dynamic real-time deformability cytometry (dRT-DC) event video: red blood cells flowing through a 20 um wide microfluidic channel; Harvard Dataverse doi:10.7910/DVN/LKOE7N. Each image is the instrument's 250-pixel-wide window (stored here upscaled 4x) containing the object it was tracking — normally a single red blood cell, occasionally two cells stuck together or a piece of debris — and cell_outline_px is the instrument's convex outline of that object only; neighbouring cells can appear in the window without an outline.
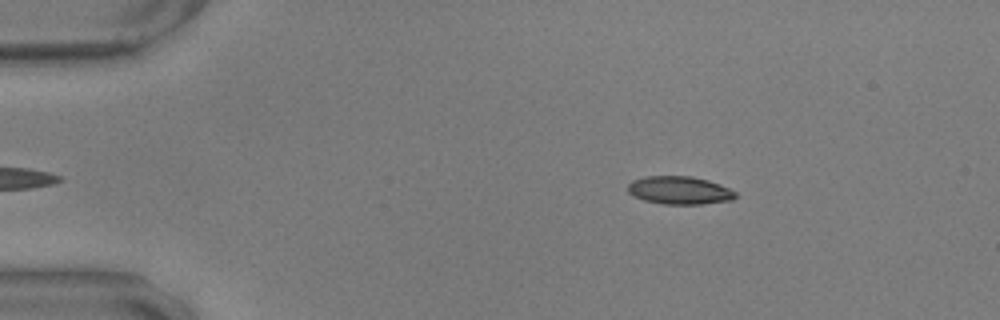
{"species": "common noctule bat (a hibernating species)", "species_latin": "Nyctalus noctula", "temperature_condition": "warm", "stored_images_in_passage": 7, "camera_frame_rate_fps": 3000, "um_per_image_px": 0.085, "animal": {"sex": "male", "body_mass_g": 17.9, "forearm_length_mm": 54.2}, "frame": {"image": 1, "passage_image": 3, "time_ms": 0.667, "image_size_px": [1000, 320], "cell_outline_px": [[736, 196], [732, 200], [700, 204], [664, 204], [644, 200], [632, 196], [628, 192], [628, 184], [632, 180], [644, 176], [692, 176], [708, 180], [720, 184], [736, 192]], "centroid_in_image_um": [57.73, 16.17], "position_along_channel_um": 27.3, "area_um2": 17.63}}